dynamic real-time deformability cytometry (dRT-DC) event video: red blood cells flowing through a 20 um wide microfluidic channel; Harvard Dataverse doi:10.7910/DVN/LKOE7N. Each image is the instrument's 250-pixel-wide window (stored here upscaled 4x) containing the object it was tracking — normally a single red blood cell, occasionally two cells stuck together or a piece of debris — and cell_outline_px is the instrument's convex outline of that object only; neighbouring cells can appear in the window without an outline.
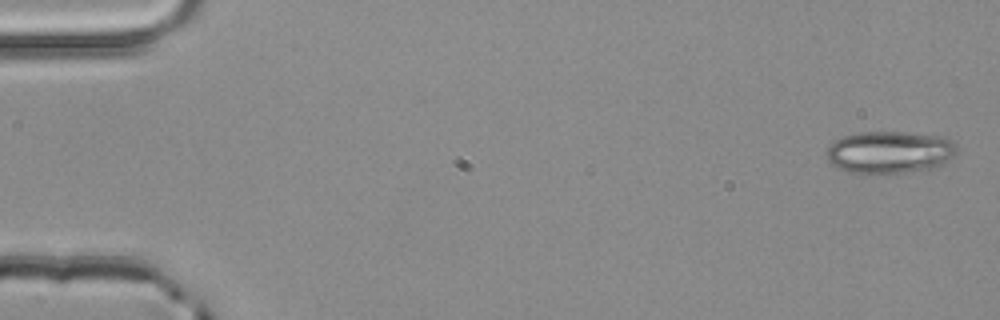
{"species": "common noctule bat (a hibernating species)", "species_latin": "Nyctalus noctula", "temperature_condition": "room temperature", "stored_images_in_passage": 4, "camera_frame_rate_fps": 3000, "um_per_image_px": 0.085, "animal": {"sex": "male", "body_mass_g": 20.4}, "frame": {"image": 1, "passage_image": 1, "time_ms": 0.0, "image_size_px": [1000, 320], "cell_outline_px": [[956, 156], [944, 164], [936, 168], [904, 172], [868, 176], [848, 172], [832, 164], [828, 160], [828, 148], [840, 136], [860, 132], [904, 132], [944, 136], [952, 140], [956, 144]], "centroid_in_image_um": [75.66, 12.96], "position_along_channel_um": 9.3, "area_um2": 32.83}}